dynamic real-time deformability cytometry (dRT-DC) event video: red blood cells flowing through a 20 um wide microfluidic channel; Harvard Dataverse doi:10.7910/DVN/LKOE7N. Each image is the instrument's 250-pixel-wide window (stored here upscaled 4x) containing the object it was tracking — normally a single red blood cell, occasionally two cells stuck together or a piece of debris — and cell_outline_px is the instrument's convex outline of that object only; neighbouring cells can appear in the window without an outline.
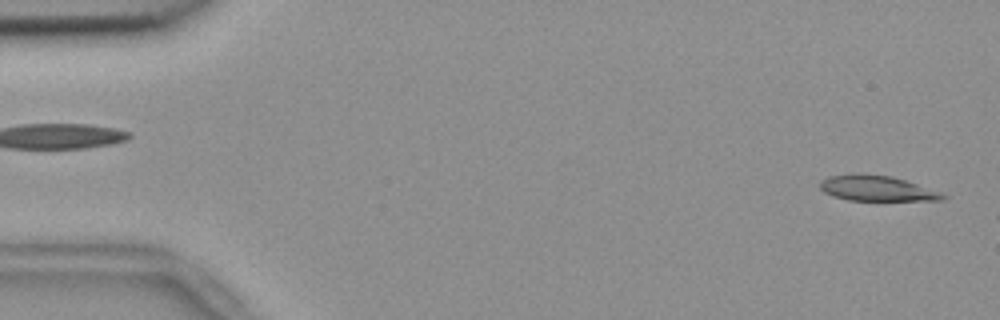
{"species": "common noctule bat (a hibernating species)", "species_latin": "Nyctalus noctula", "temperature_condition": "room temperature", "stored_images_in_passage": 9, "camera_frame_rate_fps": 3000, "um_per_image_px": 0.085, "animal": {"sex": "female", "body_mass_g": 18.4}, "frame": {"image": 1, "passage_image": 2, "time_ms": 0.333, "image_size_px": [1000, 320], "cell_outline_px": [[948, 196], [944, 200], [848, 200], [832, 196], [824, 192], [820, 188], [820, 180], [828, 176], [856, 172], [892, 176], [940, 192]], "centroid_in_image_um": [74.46, 15.99], "position_along_channel_um": 10.5, "area_um2": 18.26}}